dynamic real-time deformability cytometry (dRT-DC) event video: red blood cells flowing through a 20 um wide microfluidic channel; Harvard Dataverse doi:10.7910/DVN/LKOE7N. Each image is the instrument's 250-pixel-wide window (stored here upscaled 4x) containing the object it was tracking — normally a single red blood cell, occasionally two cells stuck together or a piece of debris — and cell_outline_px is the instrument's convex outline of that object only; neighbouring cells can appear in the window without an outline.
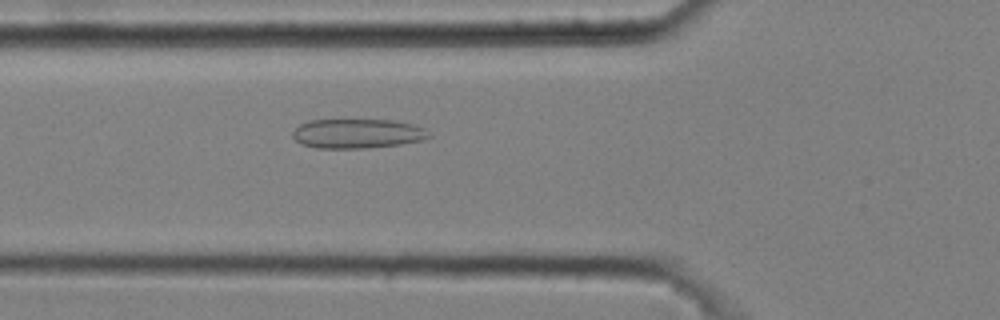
{"species": "common noctule bat (a hibernating species)", "species_latin": "Nyctalus noctula", "temperature_condition": "cold", "stored_images_in_passage": 47, "camera_frame_rate_fps": 3000, "um_per_image_px": 0.085, "animal": {"sex": "male", "body_mass_g": 20.4}, "frame": {"image": 1, "passage_image": 19, "time_ms": 6.0, "image_size_px": [1000, 320], "cell_outline_px": [[432, 136], [424, 140], [400, 144], [364, 148], [316, 148], [300, 144], [292, 136], [292, 132], [300, 124], [308, 120], [392, 120], [412, 124], [424, 128]], "centroid_in_image_um": [30.36, 11.35], "position_along_channel_um": 95.4, "area_um2": 23.41}}
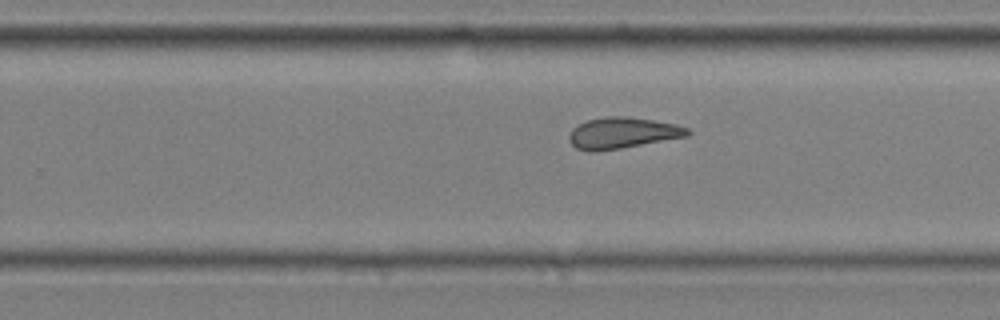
{"frame": {"image": 2, "passage_image": 34, "time_ms": 11.0, "image_size_px": [1000, 320], "cell_outline_px": [[692, 132], [688, 136], [620, 148], [596, 152], [588, 152], [576, 148], [568, 140], [568, 136], [572, 128], [588, 120], [608, 116], [628, 116], [676, 124], [688, 128]], "centroid_in_image_um": [52.89, 11.3], "position_along_channel_um": 276.9, "area_um2": 21.5}}
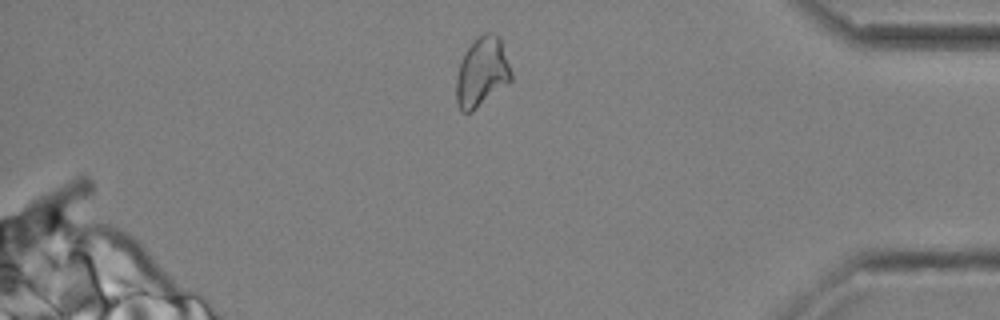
{"frame": {"image": 3, "passage_image": 46, "time_ms": 15.0, "image_size_px": [1000, 320], "cell_outline_px": [[512, 80], [508, 84], [472, 112], [460, 112], [456, 104], [456, 80], [460, 64], [464, 52], [476, 36], [484, 32], [492, 32], [500, 36], [512, 72]], "centroid_in_image_um": [40.97, 6.12], "position_along_channel_um": 394.2, "area_um2": 22.66}, "authors_computed_cell_mechanics": {"area_um2": 22.253, "velocity_mm_per_s": 3.625, "shape_relaxation_time_tau1_ms": null, "shape_relaxation_time_tau2_ms": 4.3432, "deformation_change_tau1": null, "deformation_change_tau2": 0.114}}